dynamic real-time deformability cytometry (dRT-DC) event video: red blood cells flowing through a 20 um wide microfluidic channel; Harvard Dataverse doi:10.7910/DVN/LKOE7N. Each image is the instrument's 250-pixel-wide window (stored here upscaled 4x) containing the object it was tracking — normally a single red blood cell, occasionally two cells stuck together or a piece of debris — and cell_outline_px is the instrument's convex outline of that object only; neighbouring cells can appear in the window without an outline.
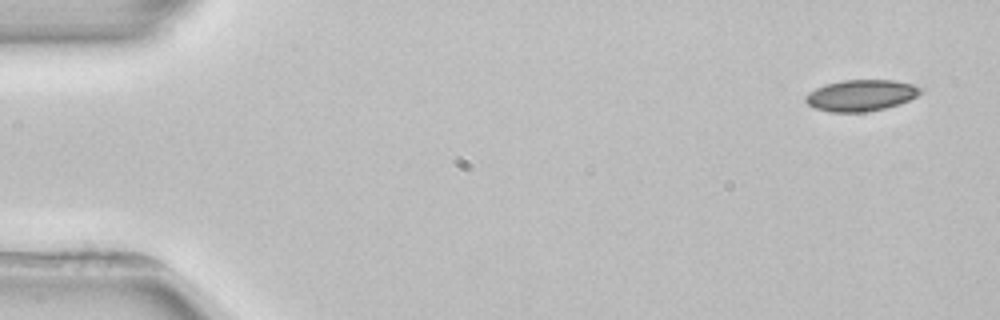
{"species": "common noctule bat (a hibernating species)", "species_latin": "Nyctalus noctula", "temperature_condition": "room temperature", "stored_images_in_passage": 5, "camera_frame_rate_fps": 3000, "um_per_image_px": 0.085, "animal": {"sex": "female", "body_mass_g": 22.7, "forearm_length_mm": 54.2}, "frame": {"image": 1, "passage_image": 1, "time_ms": 0.0, "image_size_px": [1000, 320], "cell_outline_px": [[924, 88], [916, 96], [900, 104], [868, 112], [828, 112], [812, 108], [804, 100], [804, 96], [808, 92], [824, 84], [840, 80], [892, 80], [912, 84]], "centroid_in_image_um": [73.13, 8.11], "position_along_channel_um": 11.9, "area_um2": 21.21}}
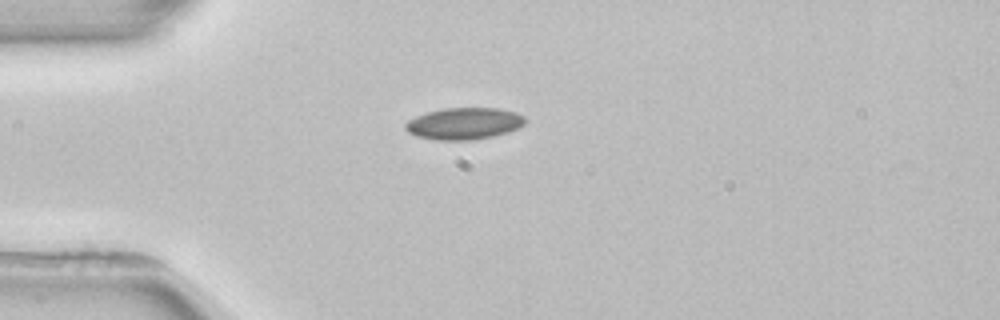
{"frame": {"image": 2, "passage_image": 4, "time_ms": 3.667, "image_size_px": [1000, 320], "cell_outline_px": [[524, 124], [508, 132], [492, 136], [468, 140], [436, 140], [416, 136], [408, 132], [404, 128], [404, 124], [408, 120], [416, 116], [428, 112], [444, 108], [496, 108], [516, 112], [524, 116]], "centroid_in_image_um": [39.41, 10.5], "position_along_channel_um": 45.6, "area_um2": 22.02}}
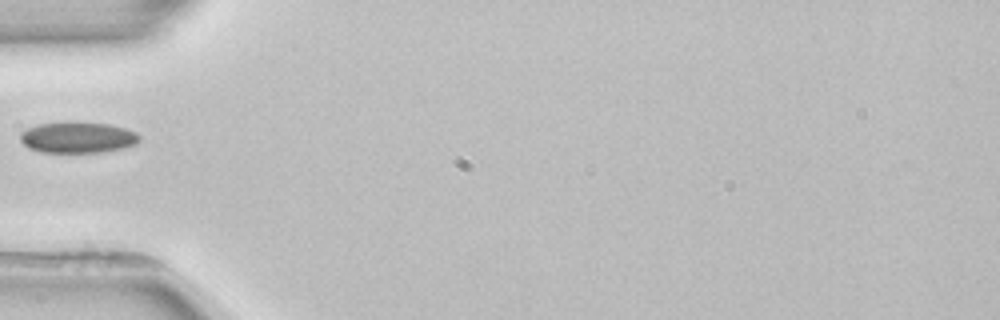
{"frame": {"image": 3, "passage_image": 5, "time_ms": 5.0, "image_size_px": [1000, 320], "cell_outline_px": [[140, 140], [136, 144], [124, 148], [100, 152], [40, 152], [28, 148], [20, 140], [20, 132], [28, 128], [40, 124], [68, 120], [108, 124], [124, 128], [136, 132], [140, 136]], "centroid_in_image_um": [6.59, 11.66], "position_along_channel_um": 78.4, "area_um2": 21.91}}